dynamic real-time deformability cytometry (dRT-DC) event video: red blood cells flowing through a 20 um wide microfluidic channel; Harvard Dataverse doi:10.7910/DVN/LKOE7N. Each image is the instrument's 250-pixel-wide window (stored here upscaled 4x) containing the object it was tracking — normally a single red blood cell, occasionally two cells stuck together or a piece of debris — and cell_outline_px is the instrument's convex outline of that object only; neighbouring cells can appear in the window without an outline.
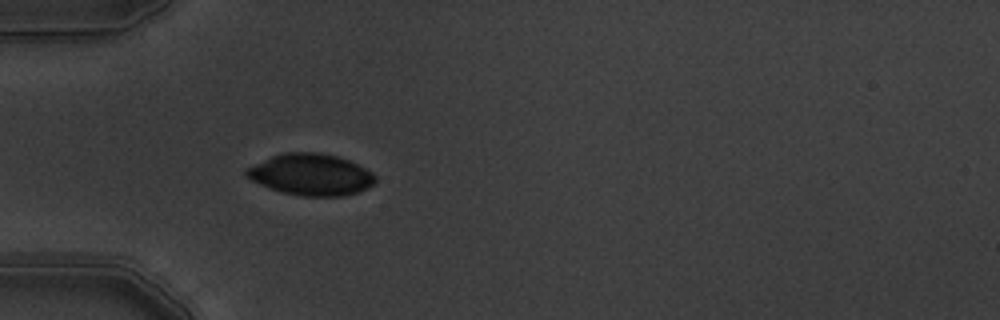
{"species": "common noctule bat (a hibernating species)", "species_latin": "Nyctalus noctula", "temperature_condition": "warm", "stored_images_in_passage": 1, "camera_frame_rate_fps": 3000, "um_per_image_px": 0.085, "animal": {"sex": "male", "body_mass_g": 19.5, "forearm_length_mm": 54.6}, "frame": {"image": 1, "passage_image": 1, "time_ms": 0.0, "image_size_px": [1000, 320], "cell_outline_px": [[376, 180], [372, 184], [356, 192], [340, 196], [304, 196], [284, 192], [268, 188], [244, 176], [244, 168], [272, 156], [284, 152], [316, 152], [336, 156], [348, 160], [372, 172], [376, 176]], "centroid_in_image_um": [26.37, 14.83], "position_along_channel_um": 58.6, "area_um2": 30.92}}